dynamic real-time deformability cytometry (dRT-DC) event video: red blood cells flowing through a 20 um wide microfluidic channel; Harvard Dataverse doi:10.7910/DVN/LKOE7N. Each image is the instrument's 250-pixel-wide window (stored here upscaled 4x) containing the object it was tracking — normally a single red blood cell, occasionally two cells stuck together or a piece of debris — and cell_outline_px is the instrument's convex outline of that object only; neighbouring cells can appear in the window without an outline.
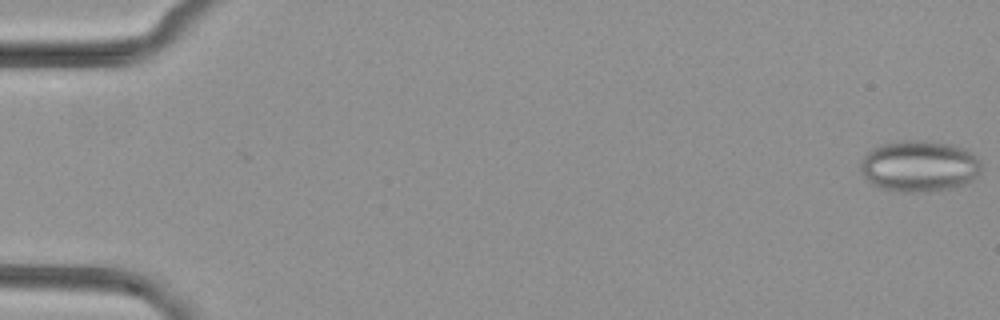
{"species": "common noctule bat (a hibernating species)", "species_latin": "Nyctalus noctula", "temperature_condition": "cold", "stored_images_in_passage": 2, "camera_frame_rate_fps": 3000, "um_per_image_px": 0.085, "animal": {"sex": "female", "body_mass_g": 29.2, "forearm_length_mm": 56.3}, "frame": {"image": 1, "passage_image": 1, "time_ms": 0.0, "image_size_px": [1000, 320], "cell_outline_px": [[980, 172], [972, 180], [956, 188], [932, 192], [904, 192], [880, 188], [872, 184], [864, 176], [860, 168], [860, 160], [872, 148], [884, 144], [904, 140], [924, 140], [952, 144], [964, 148], [976, 156], [980, 160]], "centroid_in_image_um": [78.15, 14.13], "position_along_channel_um": 6.9, "area_um2": 36.41}}